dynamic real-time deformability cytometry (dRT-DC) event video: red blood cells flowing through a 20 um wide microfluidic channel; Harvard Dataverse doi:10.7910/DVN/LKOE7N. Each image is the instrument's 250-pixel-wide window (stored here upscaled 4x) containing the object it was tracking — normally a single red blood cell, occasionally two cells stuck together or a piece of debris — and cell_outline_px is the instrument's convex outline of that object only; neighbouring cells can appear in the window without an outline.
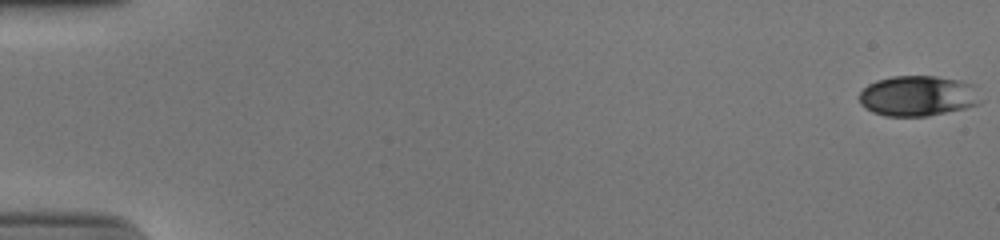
{"species": "human", "species_latin": "Homo sapiens", "temperature_condition": "cold", "stored_images_in_passage": 54, "camera_frame_rate_fps": 3000, "um_per_image_px": 0.085, "donor": {"sex": "male"}, "frame": {"image": 1, "passage_image": 1, "time_ms": 0.0, "image_size_px": [1000, 240], "cell_outline_px": [[984, 100], [980, 104], [964, 108], [928, 116], [884, 116], [872, 112], [864, 108], [860, 104], [860, 92], [868, 84], [876, 80], [892, 76], [936, 76], [960, 80], [976, 84]], "centroid_in_image_um": [78.08, 8.14], "position_along_channel_um": 6.9, "area_um2": 29.19}}
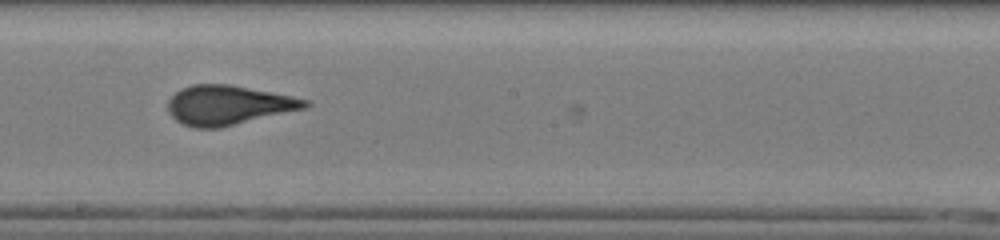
{"frame": {"image": 2, "passage_image": 32, "time_ms": 10.333, "image_size_px": [1000, 240], "cell_outline_px": [[312, 104], [308, 108], [220, 128], [196, 128], [184, 124], [176, 120], [168, 112], [168, 100], [180, 88], [192, 84], [232, 84], [292, 96], [308, 100]], "centroid_in_image_um": [19.43, 8.93], "position_along_channel_um": 228.8, "area_um2": 31.79}}
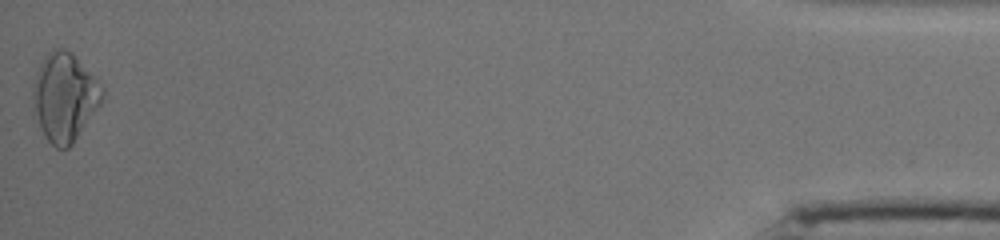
{"frame": {"image": 3, "passage_image": 54, "time_ms": 17.667, "image_size_px": [1000, 240], "cell_outline_px": [[104, 100], [72, 144], [68, 148], [56, 148], [44, 136], [32, 116], [32, 88], [36, 72], [44, 56], [52, 48], [64, 48], [72, 52], [104, 88]], "centroid_in_image_um": [5.45, 8.26], "position_along_channel_um": 429.7, "area_um2": 36.24}, "authors_computed_cell_mechanics": {"area_um2": 30.6918, "velocity_mm_per_s": 3.9274, "shape_relaxation_time_tau1_ms": 4.9527, "shape_relaxation_time_tau2_ms": null, "deformation_change_tau1": 0.1479, "deformation_change_tau2": null}}